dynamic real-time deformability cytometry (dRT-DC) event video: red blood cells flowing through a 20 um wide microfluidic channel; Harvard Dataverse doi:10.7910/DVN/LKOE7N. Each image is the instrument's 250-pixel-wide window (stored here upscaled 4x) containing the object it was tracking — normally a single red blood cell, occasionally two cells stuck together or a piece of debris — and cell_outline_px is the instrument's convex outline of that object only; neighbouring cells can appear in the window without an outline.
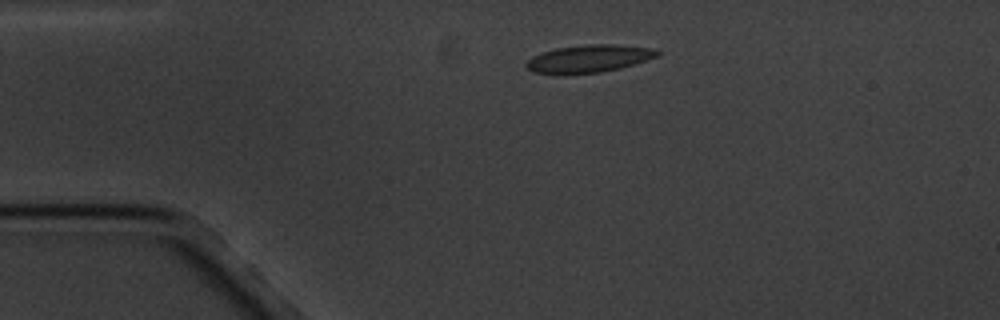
{"species": "common noctule bat (a hibernating species)", "species_latin": "Nyctalus noctula", "temperature_condition": "cold", "stored_images_in_passage": 2, "camera_frame_rate_fps": 3000, "um_per_image_px": 0.085, "animal": {"sex": "male", "body_mass_g": 20.1, "forearm_length_mm": 53.5}, "frame": {"image": 1, "passage_image": 1, "time_ms": 0.0, "image_size_px": [1000, 320], "cell_outline_px": [[664, 52], [660, 56], [620, 68], [600, 72], [532, 72], [524, 64], [532, 56], [556, 48], [584, 44], [616, 44], [652, 48]], "centroid_in_image_um": [50.15, 4.94], "position_along_channel_um": 34.8, "area_um2": 20.63}}